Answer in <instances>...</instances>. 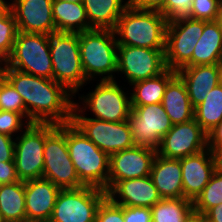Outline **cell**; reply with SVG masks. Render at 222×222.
Here are the masks:
<instances>
[{
	"label": "cell",
	"instance_id": "cell-44",
	"mask_svg": "<svg viewBox=\"0 0 222 222\" xmlns=\"http://www.w3.org/2000/svg\"><path fill=\"white\" fill-rule=\"evenodd\" d=\"M209 149L214 162V170L222 175V147H209Z\"/></svg>",
	"mask_w": 222,
	"mask_h": 222
},
{
	"label": "cell",
	"instance_id": "cell-11",
	"mask_svg": "<svg viewBox=\"0 0 222 222\" xmlns=\"http://www.w3.org/2000/svg\"><path fill=\"white\" fill-rule=\"evenodd\" d=\"M106 196L105 190L91 186L61 189L49 222H95L97 209Z\"/></svg>",
	"mask_w": 222,
	"mask_h": 222
},
{
	"label": "cell",
	"instance_id": "cell-29",
	"mask_svg": "<svg viewBox=\"0 0 222 222\" xmlns=\"http://www.w3.org/2000/svg\"><path fill=\"white\" fill-rule=\"evenodd\" d=\"M194 119L209 134L222 121V85L208 91L205 100L194 108Z\"/></svg>",
	"mask_w": 222,
	"mask_h": 222
},
{
	"label": "cell",
	"instance_id": "cell-45",
	"mask_svg": "<svg viewBox=\"0 0 222 222\" xmlns=\"http://www.w3.org/2000/svg\"><path fill=\"white\" fill-rule=\"evenodd\" d=\"M184 222H206L204 215L193 212Z\"/></svg>",
	"mask_w": 222,
	"mask_h": 222
},
{
	"label": "cell",
	"instance_id": "cell-1",
	"mask_svg": "<svg viewBox=\"0 0 222 222\" xmlns=\"http://www.w3.org/2000/svg\"><path fill=\"white\" fill-rule=\"evenodd\" d=\"M0 74L22 96L30 124L71 122L74 95L62 84L12 69L5 63L0 65Z\"/></svg>",
	"mask_w": 222,
	"mask_h": 222
},
{
	"label": "cell",
	"instance_id": "cell-46",
	"mask_svg": "<svg viewBox=\"0 0 222 222\" xmlns=\"http://www.w3.org/2000/svg\"><path fill=\"white\" fill-rule=\"evenodd\" d=\"M217 70H218L219 84L222 85V58L217 63Z\"/></svg>",
	"mask_w": 222,
	"mask_h": 222
},
{
	"label": "cell",
	"instance_id": "cell-6",
	"mask_svg": "<svg viewBox=\"0 0 222 222\" xmlns=\"http://www.w3.org/2000/svg\"><path fill=\"white\" fill-rule=\"evenodd\" d=\"M53 80L74 95L89 84L82 68L79 33L54 32L49 35Z\"/></svg>",
	"mask_w": 222,
	"mask_h": 222
},
{
	"label": "cell",
	"instance_id": "cell-41",
	"mask_svg": "<svg viewBox=\"0 0 222 222\" xmlns=\"http://www.w3.org/2000/svg\"><path fill=\"white\" fill-rule=\"evenodd\" d=\"M129 5L141 10L159 11L164 15L165 0H129Z\"/></svg>",
	"mask_w": 222,
	"mask_h": 222
},
{
	"label": "cell",
	"instance_id": "cell-23",
	"mask_svg": "<svg viewBox=\"0 0 222 222\" xmlns=\"http://www.w3.org/2000/svg\"><path fill=\"white\" fill-rule=\"evenodd\" d=\"M161 104L173 125L194 119L186 85L178 74L168 82Z\"/></svg>",
	"mask_w": 222,
	"mask_h": 222
},
{
	"label": "cell",
	"instance_id": "cell-40",
	"mask_svg": "<svg viewBox=\"0 0 222 222\" xmlns=\"http://www.w3.org/2000/svg\"><path fill=\"white\" fill-rule=\"evenodd\" d=\"M15 138L0 133V160L14 161Z\"/></svg>",
	"mask_w": 222,
	"mask_h": 222
},
{
	"label": "cell",
	"instance_id": "cell-50",
	"mask_svg": "<svg viewBox=\"0 0 222 222\" xmlns=\"http://www.w3.org/2000/svg\"><path fill=\"white\" fill-rule=\"evenodd\" d=\"M0 222H6L3 218V215L0 213Z\"/></svg>",
	"mask_w": 222,
	"mask_h": 222
},
{
	"label": "cell",
	"instance_id": "cell-42",
	"mask_svg": "<svg viewBox=\"0 0 222 222\" xmlns=\"http://www.w3.org/2000/svg\"><path fill=\"white\" fill-rule=\"evenodd\" d=\"M208 147H222V121L208 134Z\"/></svg>",
	"mask_w": 222,
	"mask_h": 222
},
{
	"label": "cell",
	"instance_id": "cell-33",
	"mask_svg": "<svg viewBox=\"0 0 222 222\" xmlns=\"http://www.w3.org/2000/svg\"><path fill=\"white\" fill-rule=\"evenodd\" d=\"M0 110L20 113L26 119V108L22 96L1 74Z\"/></svg>",
	"mask_w": 222,
	"mask_h": 222
},
{
	"label": "cell",
	"instance_id": "cell-32",
	"mask_svg": "<svg viewBox=\"0 0 222 222\" xmlns=\"http://www.w3.org/2000/svg\"><path fill=\"white\" fill-rule=\"evenodd\" d=\"M222 203V175L214 172L202 193L193 202L194 212L204 215L210 208Z\"/></svg>",
	"mask_w": 222,
	"mask_h": 222
},
{
	"label": "cell",
	"instance_id": "cell-8",
	"mask_svg": "<svg viewBox=\"0 0 222 222\" xmlns=\"http://www.w3.org/2000/svg\"><path fill=\"white\" fill-rule=\"evenodd\" d=\"M56 127L53 123H32L15 138L14 161L21 181L42 178L45 138Z\"/></svg>",
	"mask_w": 222,
	"mask_h": 222
},
{
	"label": "cell",
	"instance_id": "cell-4",
	"mask_svg": "<svg viewBox=\"0 0 222 222\" xmlns=\"http://www.w3.org/2000/svg\"><path fill=\"white\" fill-rule=\"evenodd\" d=\"M66 143L80 182L108 192L110 157L72 122L66 124Z\"/></svg>",
	"mask_w": 222,
	"mask_h": 222
},
{
	"label": "cell",
	"instance_id": "cell-16",
	"mask_svg": "<svg viewBox=\"0 0 222 222\" xmlns=\"http://www.w3.org/2000/svg\"><path fill=\"white\" fill-rule=\"evenodd\" d=\"M156 154L157 150L142 146L112 154L109 161L108 191L118 181L149 176Z\"/></svg>",
	"mask_w": 222,
	"mask_h": 222
},
{
	"label": "cell",
	"instance_id": "cell-30",
	"mask_svg": "<svg viewBox=\"0 0 222 222\" xmlns=\"http://www.w3.org/2000/svg\"><path fill=\"white\" fill-rule=\"evenodd\" d=\"M193 212V202L184 197L161 199L151 207L152 222H184Z\"/></svg>",
	"mask_w": 222,
	"mask_h": 222
},
{
	"label": "cell",
	"instance_id": "cell-35",
	"mask_svg": "<svg viewBox=\"0 0 222 222\" xmlns=\"http://www.w3.org/2000/svg\"><path fill=\"white\" fill-rule=\"evenodd\" d=\"M219 4L220 0H193L188 17L191 19L216 21L219 15Z\"/></svg>",
	"mask_w": 222,
	"mask_h": 222
},
{
	"label": "cell",
	"instance_id": "cell-36",
	"mask_svg": "<svg viewBox=\"0 0 222 222\" xmlns=\"http://www.w3.org/2000/svg\"><path fill=\"white\" fill-rule=\"evenodd\" d=\"M95 222H124V206L106 196L97 209Z\"/></svg>",
	"mask_w": 222,
	"mask_h": 222
},
{
	"label": "cell",
	"instance_id": "cell-47",
	"mask_svg": "<svg viewBox=\"0 0 222 222\" xmlns=\"http://www.w3.org/2000/svg\"><path fill=\"white\" fill-rule=\"evenodd\" d=\"M9 7V2L6 0H0V14L3 13Z\"/></svg>",
	"mask_w": 222,
	"mask_h": 222
},
{
	"label": "cell",
	"instance_id": "cell-22",
	"mask_svg": "<svg viewBox=\"0 0 222 222\" xmlns=\"http://www.w3.org/2000/svg\"><path fill=\"white\" fill-rule=\"evenodd\" d=\"M177 74L186 85L193 108L201 104L208 91L219 84L217 64L183 67Z\"/></svg>",
	"mask_w": 222,
	"mask_h": 222
},
{
	"label": "cell",
	"instance_id": "cell-10",
	"mask_svg": "<svg viewBox=\"0 0 222 222\" xmlns=\"http://www.w3.org/2000/svg\"><path fill=\"white\" fill-rule=\"evenodd\" d=\"M88 115L87 113H72L71 122L109 157L118 151L135 146L128 120L110 122L91 118Z\"/></svg>",
	"mask_w": 222,
	"mask_h": 222
},
{
	"label": "cell",
	"instance_id": "cell-20",
	"mask_svg": "<svg viewBox=\"0 0 222 222\" xmlns=\"http://www.w3.org/2000/svg\"><path fill=\"white\" fill-rule=\"evenodd\" d=\"M107 197L121 206L148 208L162 199L150 175L118 181L107 192Z\"/></svg>",
	"mask_w": 222,
	"mask_h": 222
},
{
	"label": "cell",
	"instance_id": "cell-49",
	"mask_svg": "<svg viewBox=\"0 0 222 222\" xmlns=\"http://www.w3.org/2000/svg\"><path fill=\"white\" fill-rule=\"evenodd\" d=\"M62 1L73 2V3H82L83 2V0H62Z\"/></svg>",
	"mask_w": 222,
	"mask_h": 222
},
{
	"label": "cell",
	"instance_id": "cell-38",
	"mask_svg": "<svg viewBox=\"0 0 222 222\" xmlns=\"http://www.w3.org/2000/svg\"><path fill=\"white\" fill-rule=\"evenodd\" d=\"M124 222H152L151 208L124 206Z\"/></svg>",
	"mask_w": 222,
	"mask_h": 222
},
{
	"label": "cell",
	"instance_id": "cell-7",
	"mask_svg": "<svg viewBox=\"0 0 222 222\" xmlns=\"http://www.w3.org/2000/svg\"><path fill=\"white\" fill-rule=\"evenodd\" d=\"M5 64L21 72L53 79L49 35L18 31L12 53Z\"/></svg>",
	"mask_w": 222,
	"mask_h": 222
},
{
	"label": "cell",
	"instance_id": "cell-48",
	"mask_svg": "<svg viewBox=\"0 0 222 222\" xmlns=\"http://www.w3.org/2000/svg\"><path fill=\"white\" fill-rule=\"evenodd\" d=\"M217 21L222 26V0H220V4H219V15H218Z\"/></svg>",
	"mask_w": 222,
	"mask_h": 222
},
{
	"label": "cell",
	"instance_id": "cell-3",
	"mask_svg": "<svg viewBox=\"0 0 222 222\" xmlns=\"http://www.w3.org/2000/svg\"><path fill=\"white\" fill-rule=\"evenodd\" d=\"M79 49L88 82L97 81L98 77V81L116 80L118 43L113 30L90 29L79 33Z\"/></svg>",
	"mask_w": 222,
	"mask_h": 222
},
{
	"label": "cell",
	"instance_id": "cell-31",
	"mask_svg": "<svg viewBox=\"0 0 222 222\" xmlns=\"http://www.w3.org/2000/svg\"><path fill=\"white\" fill-rule=\"evenodd\" d=\"M18 33L15 17L8 7L0 14V65L10 57Z\"/></svg>",
	"mask_w": 222,
	"mask_h": 222
},
{
	"label": "cell",
	"instance_id": "cell-34",
	"mask_svg": "<svg viewBox=\"0 0 222 222\" xmlns=\"http://www.w3.org/2000/svg\"><path fill=\"white\" fill-rule=\"evenodd\" d=\"M30 123L17 112L0 110V133L16 138Z\"/></svg>",
	"mask_w": 222,
	"mask_h": 222
},
{
	"label": "cell",
	"instance_id": "cell-2",
	"mask_svg": "<svg viewBox=\"0 0 222 222\" xmlns=\"http://www.w3.org/2000/svg\"><path fill=\"white\" fill-rule=\"evenodd\" d=\"M167 24L161 12L141 10L129 5L113 31L118 45L165 49Z\"/></svg>",
	"mask_w": 222,
	"mask_h": 222
},
{
	"label": "cell",
	"instance_id": "cell-5",
	"mask_svg": "<svg viewBox=\"0 0 222 222\" xmlns=\"http://www.w3.org/2000/svg\"><path fill=\"white\" fill-rule=\"evenodd\" d=\"M117 80L99 81L95 88L78 95V102L74 100L72 113L91 112L93 117L104 121H126L131 113V91H126ZM81 101V102H80ZM82 106V107H81Z\"/></svg>",
	"mask_w": 222,
	"mask_h": 222
},
{
	"label": "cell",
	"instance_id": "cell-9",
	"mask_svg": "<svg viewBox=\"0 0 222 222\" xmlns=\"http://www.w3.org/2000/svg\"><path fill=\"white\" fill-rule=\"evenodd\" d=\"M42 178L50 180L60 189H76L84 186L70 158L66 143V124H59L45 138Z\"/></svg>",
	"mask_w": 222,
	"mask_h": 222
},
{
	"label": "cell",
	"instance_id": "cell-37",
	"mask_svg": "<svg viewBox=\"0 0 222 222\" xmlns=\"http://www.w3.org/2000/svg\"><path fill=\"white\" fill-rule=\"evenodd\" d=\"M193 0H165L164 16L167 21L188 17Z\"/></svg>",
	"mask_w": 222,
	"mask_h": 222
},
{
	"label": "cell",
	"instance_id": "cell-28",
	"mask_svg": "<svg viewBox=\"0 0 222 222\" xmlns=\"http://www.w3.org/2000/svg\"><path fill=\"white\" fill-rule=\"evenodd\" d=\"M0 213L6 222L26 221L24 181L0 184Z\"/></svg>",
	"mask_w": 222,
	"mask_h": 222
},
{
	"label": "cell",
	"instance_id": "cell-17",
	"mask_svg": "<svg viewBox=\"0 0 222 222\" xmlns=\"http://www.w3.org/2000/svg\"><path fill=\"white\" fill-rule=\"evenodd\" d=\"M52 2L53 0H9L18 31L45 35L56 32Z\"/></svg>",
	"mask_w": 222,
	"mask_h": 222
},
{
	"label": "cell",
	"instance_id": "cell-26",
	"mask_svg": "<svg viewBox=\"0 0 222 222\" xmlns=\"http://www.w3.org/2000/svg\"><path fill=\"white\" fill-rule=\"evenodd\" d=\"M56 32L81 33L91 29L83 3L53 0Z\"/></svg>",
	"mask_w": 222,
	"mask_h": 222
},
{
	"label": "cell",
	"instance_id": "cell-21",
	"mask_svg": "<svg viewBox=\"0 0 222 222\" xmlns=\"http://www.w3.org/2000/svg\"><path fill=\"white\" fill-rule=\"evenodd\" d=\"M180 159L155 155L150 177L162 199L184 197Z\"/></svg>",
	"mask_w": 222,
	"mask_h": 222
},
{
	"label": "cell",
	"instance_id": "cell-43",
	"mask_svg": "<svg viewBox=\"0 0 222 222\" xmlns=\"http://www.w3.org/2000/svg\"><path fill=\"white\" fill-rule=\"evenodd\" d=\"M206 222H222V203L210 208L205 214Z\"/></svg>",
	"mask_w": 222,
	"mask_h": 222
},
{
	"label": "cell",
	"instance_id": "cell-24",
	"mask_svg": "<svg viewBox=\"0 0 222 222\" xmlns=\"http://www.w3.org/2000/svg\"><path fill=\"white\" fill-rule=\"evenodd\" d=\"M222 58V26L204 20V29L193 50L191 66L217 64Z\"/></svg>",
	"mask_w": 222,
	"mask_h": 222
},
{
	"label": "cell",
	"instance_id": "cell-14",
	"mask_svg": "<svg viewBox=\"0 0 222 222\" xmlns=\"http://www.w3.org/2000/svg\"><path fill=\"white\" fill-rule=\"evenodd\" d=\"M128 122L135 146L157 150L172 123L161 103L131 106Z\"/></svg>",
	"mask_w": 222,
	"mask_h": 222
},
{
	"label": "cell",
	"instance_id": "cell-12",
	"mask_svg": "<svg viewBox=\"0 0 222 222\" xmlns=\"http://www.w3.org/2000/svg\"><path fill=\"white\" fill-rule=\"evenodd\" d=\"M203 29L204 20L183 17L168 22L165 48L167 68L178 71L191 67L193 50Z\"/></svg>",
	"mask_w": 222,
	"mask_h": 222
},
{
	"label": "cell",
	"instance_id": "cell-39",
	"mask_svg": "<svg viewBox=\"0 0 222 222\" xmlns=\"http://www.w3.org/2000/svg\"><path fill=\"white\" fill-rule=\"evenodd\" d=\"M20 181L16 172L15 161L0 160V184H12Z\"/></svg>",
	"mask_w": 222,
	"mask_h": 222
},
{
	"label": "cell",
	"instance_id": "cell-15",
	"mask_svg": "<svg viewBox=\"0 0 222 222\" xmlns=\"http://www.w3.org/2000/svg\"><path fill=\"white\" fill-rule=\"evenodd\" d=\"M208 148V134L195 119L172 125L163 136L157 154L168 159H181Z\"/></svg>",
	"mask_w": 222,
	"mask_h": 222
},
{
	"label": "cell",
	"instance_id": "cell-13",
	"mask_svg": "<svg viewBox=\"0 0 222 222\" xmlns=\"http://www.w3.org/2000/svg\"><path fill=\"white\" fill-rule=\"evenodd\" d=\"M166 69L165 49L118 45L117 74H123L129 86L155 77Z\"/></svg>",
	"mask_w": 222,
	"mask_h": 222
},
{
	"label": "cell",
	"instance_id": "cell-18",
	"mask_svg": "<svg viewBox=\"0 0 222 222\" xmlns=\"http://www.w3.org/2000/svg\"><path fill=\"white\" fill-rule=\"evenodd\" d=\"M26 221L49 222L60 188L50 180L24 181Z\"/></svg>",
	"mask_w": 222,
	"mask_h": 222
},
{
	"label": "cell",
	"instance_id": "cell-19",
	"mask_svg": "<svg viewBox=\"0 0 222 222\" xmlns=\"http://www.w3.org/2000/svg\"><path fill=\"white\" fill-rule=\"evenodd\" d=\"M184 198L194 202L214 174V162L209 147L180 159Z\"/></svg>",
	"mask_w": 222,
	"mask_h": 222
},
{
	"label": "cell",
	"instance_id": "cell-27",
	"mask_svg": "<svg viewBox=\"0 0 222 222\" xmlns=\"http://www.w3.org/2000/svg\"><path fill=\"white\" fill-rule=\"evenodd\" d=\"M176 74L177 71L167 68L164 72L155 77L131 84V106L161 103L168 82Z\"/></svg>",
	"mask_w": 222,
	"mask_h": 222
},
{
	"label": "cell",
	"instance_id": "cell-25",
	"mask_svg": "<svg viewBox=\"0 0 222 222\" xmlns=\"http://www.w3.org/2000/svg\"><path fill=\"white\" fill-rule=\"evenodd\" d=\"M91 29L114 30L129 0H83Z\"/></svg>",
	"mask_w": 222,
	"mask_h": 222
}]
</instances>
